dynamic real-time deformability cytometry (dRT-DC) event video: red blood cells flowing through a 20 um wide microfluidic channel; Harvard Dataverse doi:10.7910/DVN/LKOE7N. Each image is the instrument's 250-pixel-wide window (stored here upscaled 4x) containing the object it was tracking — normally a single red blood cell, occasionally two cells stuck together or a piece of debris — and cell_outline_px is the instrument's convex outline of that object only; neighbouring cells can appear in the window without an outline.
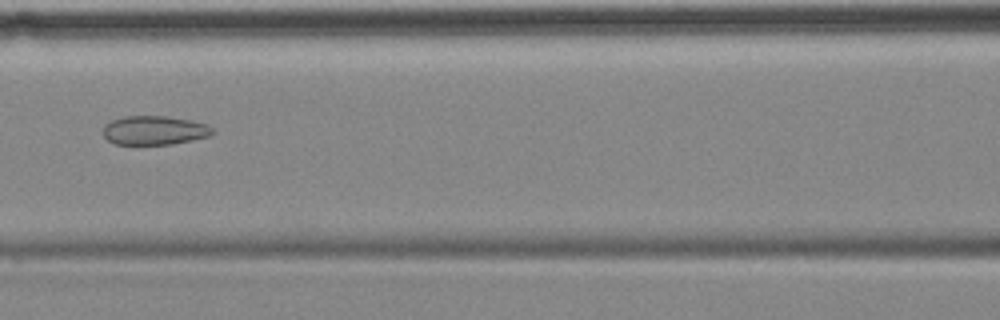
{"species": "common noctule bat (a hibernating species)", "species_latin": "Nyctalus noctula", "temperature_condition": "cold", "stored_images_in_passage": 7, "camera_frame_rate_fps": 3000, "um_per_image_px": 0.085, "animal": {"sex": "female", "body_mass_g": 18.4}, "frame": {"image": 1, "passage_image": 7, "time_ms": 7.0, "image_size_px": [1000, 320], "cell_outline_px": [[216, 132], [208, 136], [192, 140], [172, 144], [112, 144], [104, 136], [104, 124], [112, 120], [124, 116], [168, 116], [208, 124]], "centroid_in_image_um": [13.12, 11.08], "position_along_channel_um": 153.5, "area_um2": 18.5}}